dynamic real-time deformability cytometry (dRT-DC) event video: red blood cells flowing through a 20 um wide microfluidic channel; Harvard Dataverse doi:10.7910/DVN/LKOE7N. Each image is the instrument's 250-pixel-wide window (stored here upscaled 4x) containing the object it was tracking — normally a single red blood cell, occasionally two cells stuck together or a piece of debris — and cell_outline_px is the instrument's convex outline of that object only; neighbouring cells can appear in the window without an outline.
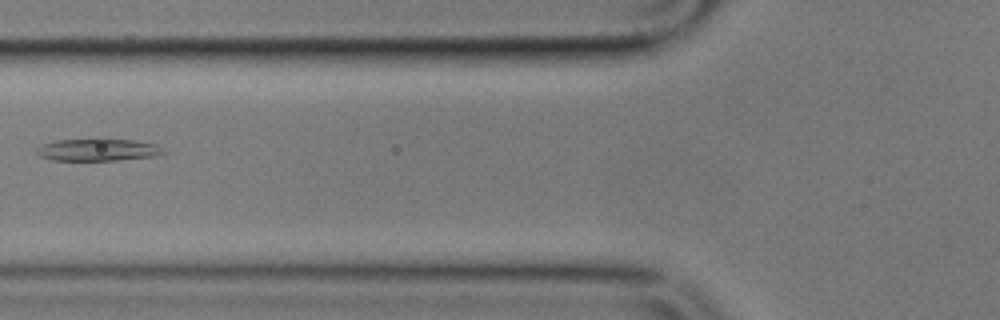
{"species": "common noctule bat (a hibernating species)", "species_latin": "Nyctalus noctula", "temperature_condition": "cold", "stored_images_in_passage": 7, "camera_frame_rate_fps": 3000, "um_per_image_px": 0.085, "animal": {"sex": "male", "body_mass_g": 17.9}, "frame": {"image": 1, "passage_image": 2, "time_ms": 1.333, "image_size_px": [1000, 320], "cell_outline_px": [[164, 156], [116, 160], [52, 160], [40, 156], [32, 148], [40, 144], [56, 140], [96, 136], [100, 136], [132, 140], [156, 144], [164, 148]], "centroid_in_image_um": [8.31, 12.68], "position_along_channel_um": 117.5, "area_um2": 17.63}}
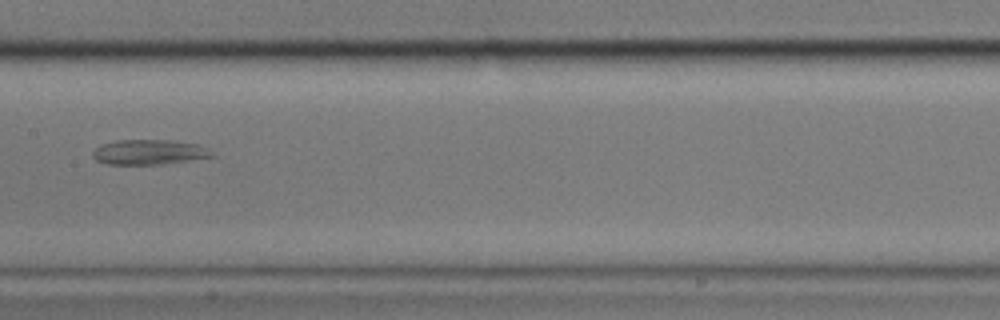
{"frame": {"image": 2, "passage_image": 4, "time_ms": 3.667, "image_size_px": [1000, 320], "cell_outline_px": [[212, 156], [188, 160], [160, 164], [108, 164], [96, 160], [92, 156], [92, 152], [100, 144], [116, 140], [172, 140], [196, 144], [208, 148]], "centroid_in_image_um": [12.6, 12.92], "position_along_channel_um": 194.8, "area_um2": 17.11}}
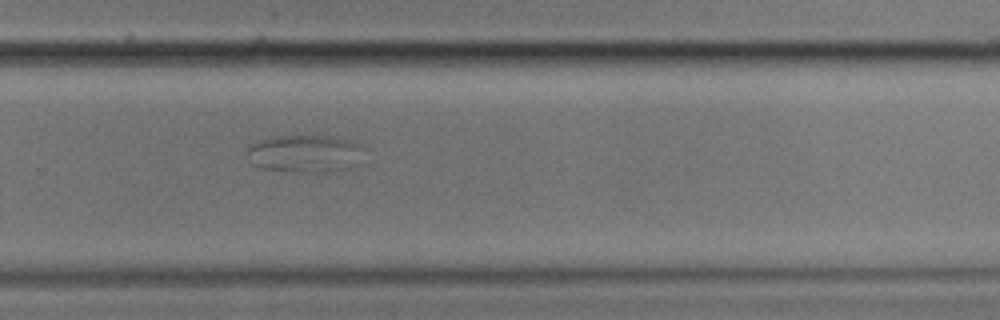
{"frame": {"image": 3, "passage_image": 7, "time_ms": 7.0, "image_size_px": [1000, 320], "cell_outline_px": [[368, 160], [360, 164], [348, 168], [320, 172], [292, 172], [260, 168], [252, 164], [244, 152], [248, 144], [260, 140], [276, 136], [332, 136], [352, 140], [364, 144], [368, 148]], "centroid_in_image_um": [26.04, 13.05], "position_along_channel_um": 303.8, "area_um2": 26.93}}